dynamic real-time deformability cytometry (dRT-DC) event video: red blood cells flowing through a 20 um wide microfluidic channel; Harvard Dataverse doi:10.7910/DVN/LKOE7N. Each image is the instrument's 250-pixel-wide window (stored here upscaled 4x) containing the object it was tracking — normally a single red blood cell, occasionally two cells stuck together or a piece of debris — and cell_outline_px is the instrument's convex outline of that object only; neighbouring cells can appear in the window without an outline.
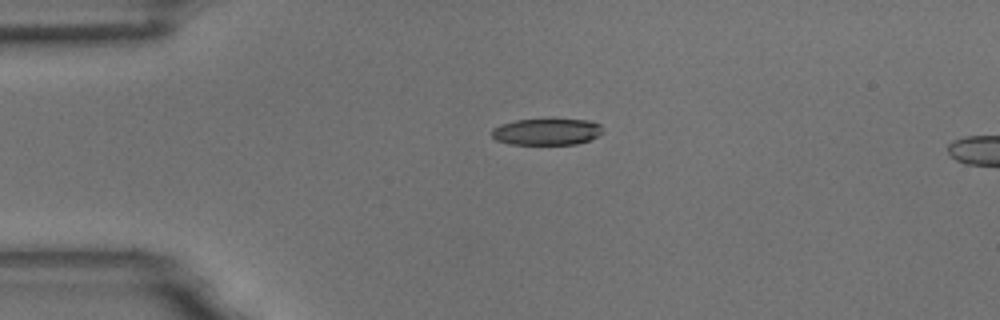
{"species": "common noctule bat (a hibernating species)", "species_latin": "Nyctalus noctula", "temperature_condition": "room temperature", "stored_images_in_passage": 5, "camera_frame_rate_fps": 3000, "um_per_image_px": 0.085, "animal": {"sex": "male", "body_mass_g": 18.8}, "frame": {"image": 1, "passage_image": 1, "time_ms": 0.0, "image_size_px": [1000, 320], "cell_outline_px": [[604, 132], [588, 140], [576, 144], [508, 144], [496, 140], [492, 136], [492, 128], [500, 124], [516, 120], [588, 120], [600, 124]], "centroid_in_image_um": [46.45, 11.2], "position_along_channel_um": 38.6, "area_um2": 16.99}}